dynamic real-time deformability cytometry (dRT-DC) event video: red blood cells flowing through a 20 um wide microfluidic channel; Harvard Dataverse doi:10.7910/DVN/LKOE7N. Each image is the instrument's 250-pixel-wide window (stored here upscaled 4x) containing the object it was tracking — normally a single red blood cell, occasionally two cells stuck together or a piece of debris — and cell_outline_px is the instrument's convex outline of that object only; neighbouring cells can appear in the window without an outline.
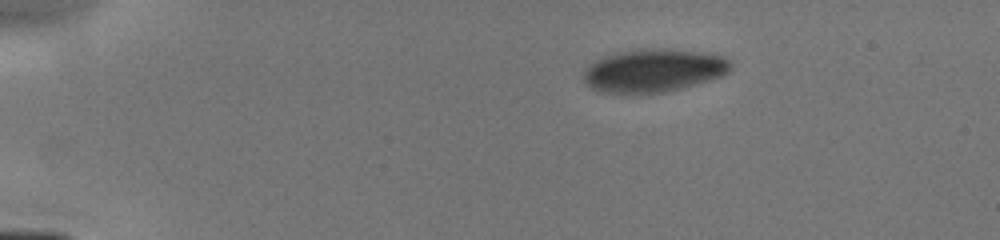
{"species": "human", "species_latin": "Homo sapiens", "temperature_condition": "cold", "stored_images_in_passage": 7, "camera_frame_rate_fps": 3000, "um_per_image_px": 0.085, "donor": {"sex": "male"}, "frame": {"image": 1, "passage_image": 1, "time_ms": 0.0, "image_size_px": [1000, 240], "cell_outline_px": [[732, 68], [728, 72], [720, 76], [696, 84], [664, 92], [632, 96], [624, 96], [596, 92], [584, 80], [584, 72], [596, 60], [604, 56], [616, 52], [636, 48], [660, 48], [712, 52], [724, 56], [732, 64]], "centroid_in_image_um": [55.54, 6.01], "position_along_channel_um": 29.5, "area_um2": 38.03}}
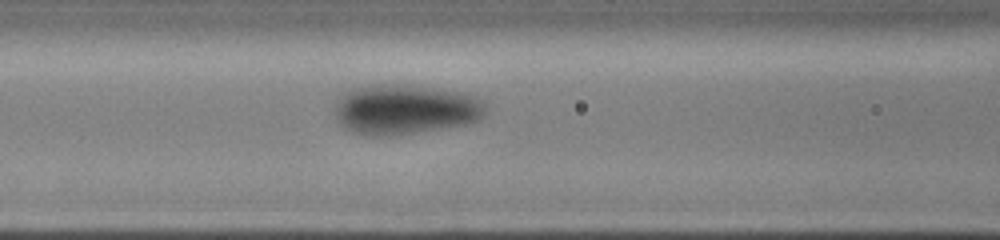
{"frame": {"image": 2, "passage_image": 7, "time_ms": 4.333, "image_size_px": [1000, 240], "cell_outline_px": [[484, 116], [480, 120], [464, 124], [388, 136], [372, 136], [352, 132], [344, 128], [336, 120], [336, 96], [348, 88], [372, 84], [400, 84], [464, 92], [476, 96], [484, 100]], "centroid_in_image_um": [34.37, 9.27], "position_along_channel_um": 132.2, "area_um2": 44.27}}